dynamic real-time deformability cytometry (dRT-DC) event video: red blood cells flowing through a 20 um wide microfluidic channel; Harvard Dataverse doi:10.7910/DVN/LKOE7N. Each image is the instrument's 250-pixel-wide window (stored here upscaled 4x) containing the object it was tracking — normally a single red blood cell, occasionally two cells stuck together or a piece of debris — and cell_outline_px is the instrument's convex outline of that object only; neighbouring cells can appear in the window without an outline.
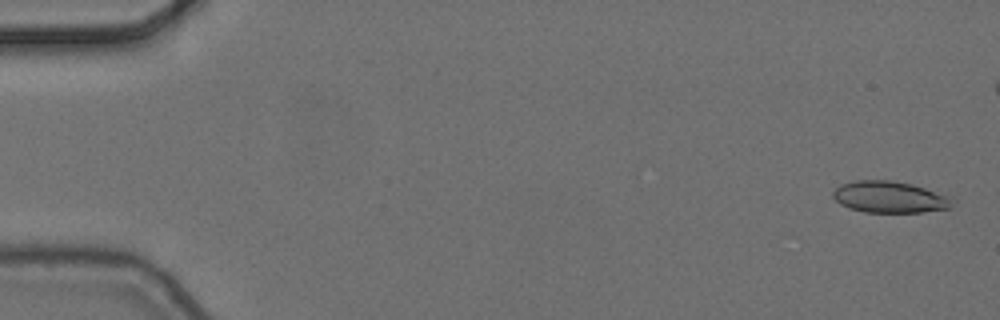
{"species": "common noctule bat (a hibernating species)", "species_latin": "Nyctalus noctula", "temperature_condition": "cold", "stored_images_in_passage": 6, "segment_of_instrument_passage": [2, 2], "camera_frame_rate_fps": 3000, "um_per_image_px": 0.085, "animal": {"sex": "female", "body_mass_g": 24.6, "forearm_length_mm": 56.2}, "frame": {"image": 1, "passage_image": 6, "time_ms": 1.667, "image_size_px": [1000, 320], "cell_outline_px": [[956, 200], [948, 208], [920, 212], [864, 212], [848, 208], [840, 204], [832, 196], [832, 192], [840, 184], [856, 180], [892, 180], [912, 184], [948, 196]], "centroid_in_image_um": [75.58, 16.74], "position_along_channel_um": 9.4, "area_um2": 21.91}}